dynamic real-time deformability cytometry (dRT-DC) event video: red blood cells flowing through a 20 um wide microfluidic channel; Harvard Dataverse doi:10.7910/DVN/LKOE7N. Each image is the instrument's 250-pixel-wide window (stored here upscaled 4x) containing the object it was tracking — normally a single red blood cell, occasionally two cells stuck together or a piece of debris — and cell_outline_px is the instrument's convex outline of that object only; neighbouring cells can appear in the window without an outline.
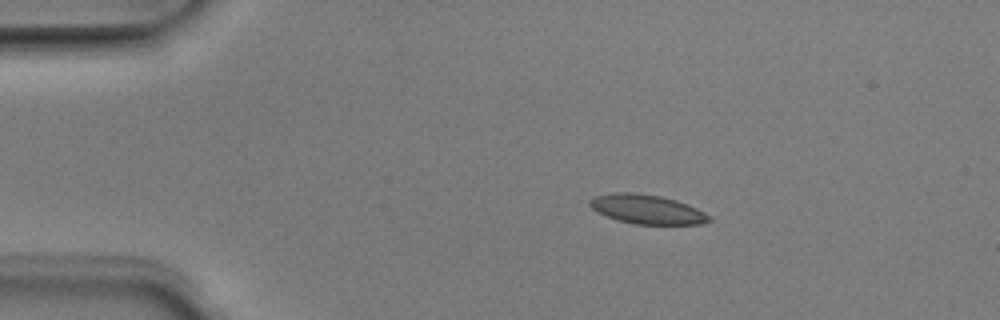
{"species": "Egyptian fruit bat (a non-hibernating species)", "species_latin": "Rousettus aegyptiacus", "temperature_condition": "room temperature", "stored_images_in_passage": 7, "camera_frame_rate_fps": 3000, "um_per_image_px": 0.085, "animal": {"sex": "male"}, "frame": {"image": 1, "passage_image": 2, "time_ms": 0.333, "image_size_px": [1000, 320], "cell_outline_px": [[712, 220], [700, 224], [636, 224], [616, 220], [596, 212], [588, 204], [588, 200], [596, 196], [612, 192], [632, 192], [660, 196], [676, 200], [688, 204], [712, 216]], "centroid_in_image_um": [54.98, 17.79], "position_along_channel_um": 30.0, "area_um2": 20.46}}
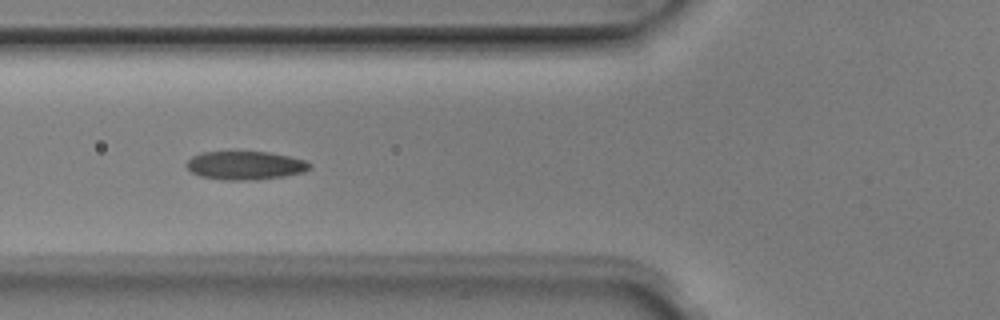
{"frame": {"image": 2, "passage_image": 5, "time_ms": 1.333, "image_size_px": [1000, 320], "cell_outline_px": [[312, 168], [304, 172], [284, 176], [256, 180], [224, 180], [200, 176], [192, 172], [184, 164], [192, 156], [200, 152], [268, 152], [288, 156], [304, 160], [312, 164]], "centroid_in_image_um": [20.85, 14.06], "position_along_channel_um": 105.0, "area_um2": 20.52}}
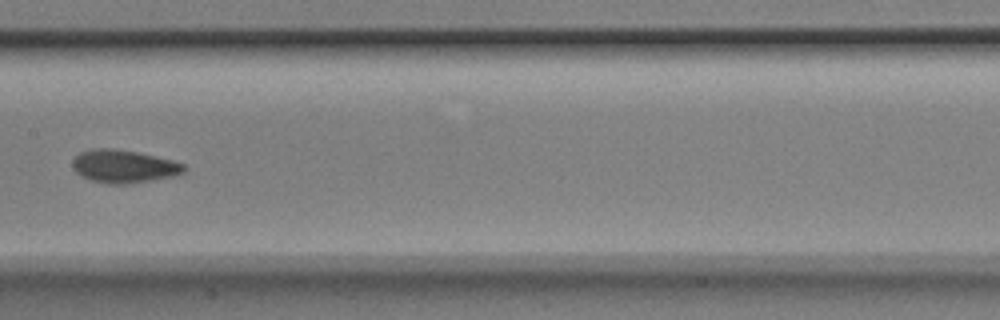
{"frame": {"image": 3, "passage_image": 7, "time_ms": 2.0, "image_size_px": [1000, 320], "cell_outline_px": [[184, 172], [172, 176], [124, 184], [108, 184], [88, 180], [80, 176], [72, 168], [72, 160], [80, 152], [92, 148], [112, 148], [136, 152], [156, 156], [172, 160], [184, 164]], "centroid_in_image_um": [10.45, 14.13], "position_along_channel_um": 197.0, "area_um2": 21.33}}